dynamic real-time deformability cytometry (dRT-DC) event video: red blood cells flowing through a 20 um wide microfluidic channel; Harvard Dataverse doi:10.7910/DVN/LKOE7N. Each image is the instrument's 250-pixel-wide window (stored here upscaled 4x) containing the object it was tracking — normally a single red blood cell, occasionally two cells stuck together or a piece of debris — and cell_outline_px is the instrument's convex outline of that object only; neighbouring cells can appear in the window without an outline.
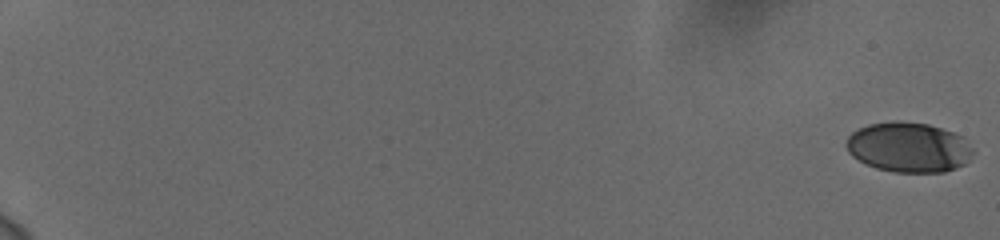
{"species": "human", "species_latin": "Homo sapiens", "temperature_condition": "cold", "stored_images_in_passage": 59, "camera_frame_rate_fps": 3000, "um_per_image_px": 0.085, "donor": {"sex": "female"}, "frame": {"image": 1, "passage_image": 1, "time_ms": 0.0, "image_size_px": [1000, 240], "cell_outline_px": [[976, 152], [964, 164], [956, 168], [944, 172], [892, 172], [876, 168], [852, 156], [848, 152], [844, 144], [848, 136], [856, 128], [868, 124], [896, 120], [928, 124], [964, 136]], "centroid_in_image_um": [77.24, 12.51], "position_along_channel_um": 7.8, "area_um2": 37.34}}
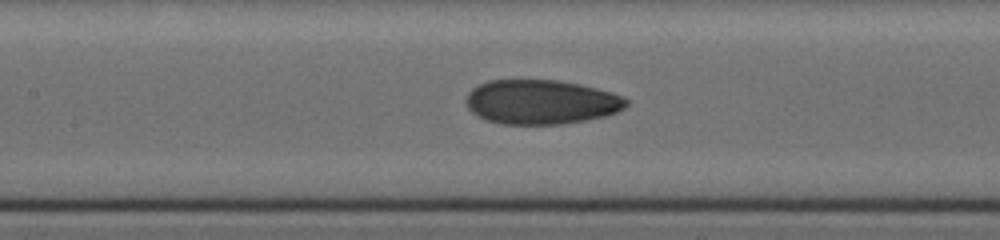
{"frame": {"image": 2, "passage_image": 32, "time_ms": 10.333, "image_size_px": [1000, 240], "cell_outline_px": [[628, 104], [624, 108], [616, 112], [604, 116], [584, 120], [560, 124], [504, 124], [488, 120], [476, 116], [468, 108], [468, 92], [472, 88], [488, 80], [556, 80], [580, 84], [612, 92], [624, 96], [628, 100]], "centroid_in_image_um": [46.01, 8.66], "position_along_channel_um": 161.4, "area_um2": 41.33}}
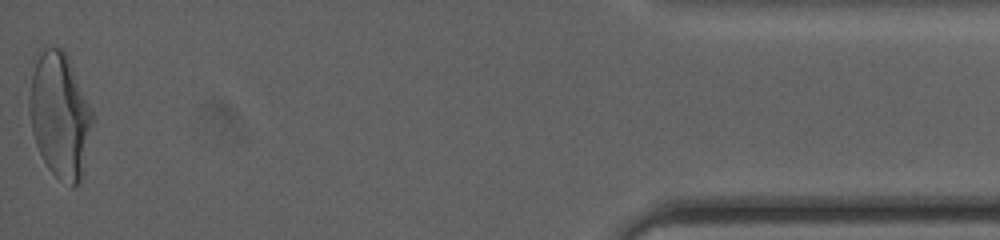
{"frame": {"image": 3, "passage_image": 59, "time_ms": 19.333, "image_size_px": [1000, 240], "cell_outline_px": [[96, 116], [80, 184], [72, 188], [56, 176], [48, 168], [36, 144], [32, 132], [28, 112], [28, 96], [32, 56], [44, 44], [60, 48], [68, 56]], "centroid_in_image_um": [5.07, 9.71], "position_along_channel_um": 430.1, "area_um2": 47.86}, "authors_computed_cell_mechanics": {"area_um2": 40.5756, "velocity_mm_per_s": 3.7497, "shape_relaxation_time_tau1_ms": 6.0222, "shape_relaxation_time_tau2_ms": 1.1663, "deformation_change_tau1": 0.185, "deformation_change_tau2": 0.0641}}